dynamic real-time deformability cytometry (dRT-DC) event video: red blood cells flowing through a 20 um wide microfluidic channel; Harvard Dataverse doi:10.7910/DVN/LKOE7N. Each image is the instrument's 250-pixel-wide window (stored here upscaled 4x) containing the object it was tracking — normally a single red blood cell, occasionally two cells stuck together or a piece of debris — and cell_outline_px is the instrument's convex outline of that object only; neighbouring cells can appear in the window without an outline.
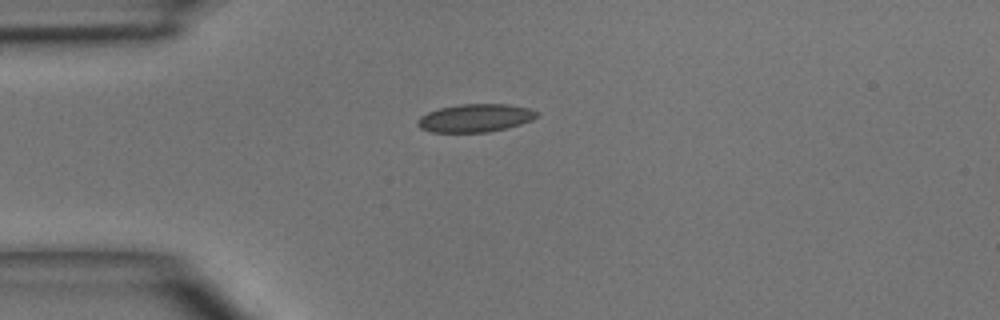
{"species": "common noctule bat (a hibernating species)", "species_latin": "Nyctalus noctula", "temperature_condition": "room temperature", "stored_images_in_passage": 2, "camera_frame_rate_fps": 3000, "um_per_image_px": 0.085, "animal": {"sex": "male", "body_mass_g": 15.6}, "frame": {"image": 1, "passage_image": 1, "time_ms": 0.0, "image_size_px": [1000, 320], "cell_outline_px": [[540, 112], [532, 120], [508, 128], [488, 132], [432, 132], [420, 128], [416, 124], [416, 120], [420, 116], [428, 112], [440, 108], [460, 104], [508, 104], [528, 108]], "centroid_in_image_um": [40.39, 10.03], "position_along_channel_um": 44.6, "area_um2": 19.54}}